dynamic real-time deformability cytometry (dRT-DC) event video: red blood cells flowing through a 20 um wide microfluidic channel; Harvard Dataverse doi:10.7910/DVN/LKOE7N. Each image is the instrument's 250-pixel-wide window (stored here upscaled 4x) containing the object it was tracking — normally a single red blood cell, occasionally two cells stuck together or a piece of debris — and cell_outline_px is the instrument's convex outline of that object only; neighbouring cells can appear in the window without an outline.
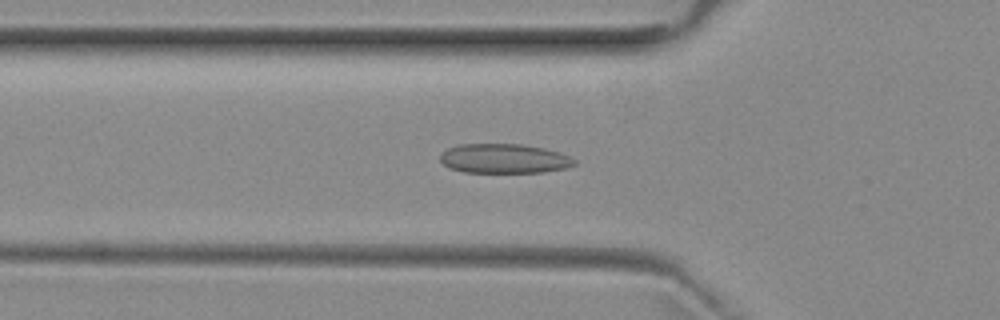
{"species": "common noctule bat (a hibernating species)", "species_latin": "Nyctalus noctula", "temperature_condition": "room temperature", "stored_images_in_passage": 35, "camera_frame_rate_fps": 3000, "um_per_image_px": 0.085, "animal": {"sex": "female", "body_mass_g": 29.2, "forearm_length_mm": 56.3}, "frame": {"image": 1, "passage_image": 10, "time_ms": 3.0, "image_size_px": [1000, 320], "cell_outline_px": [[576, 164], [564, 168], [544, 172], [464, 172], [448, 168], [440, 160], [440, 156], [448, 148], [460, 144], [520, 144], [544, 148], [560, 152], [576, 160]], "centroid_in_image_um": [42.85, 13.48], "position_along_channel_um": 83.0, "area_um2": 22.95}}
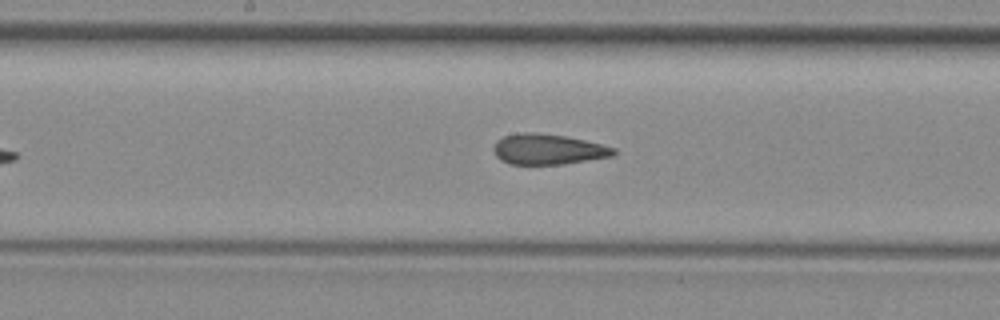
{"frame": {"image": 2, "passage_image": 19, "time_ms": 6.0, "image_size_px": [1000, 320], "cell_outline_px": [[616, 156], [564, 164], [508, 164], [500, 160], [496, 156], [492, 148], [496, 140], [504, 136], [516, 132], [536, 132], [564, 136], [584, 140], [616, 148]], "centroid_in_image_um": [46.56, 12.69], "position_along_channel_um": 201.6, "area_um2": 21.62}}
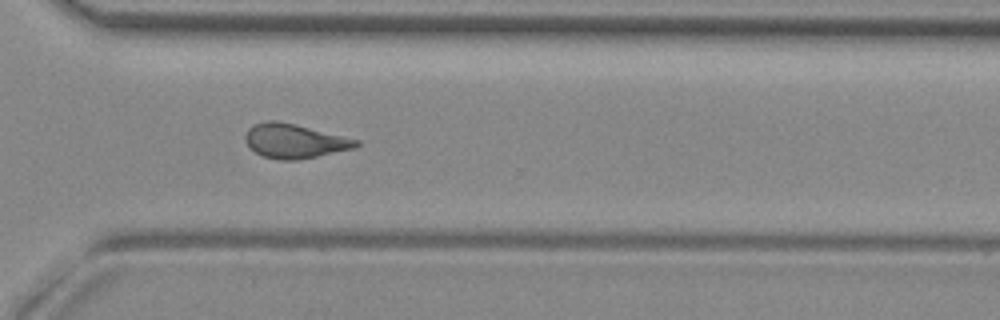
{"frame": {"image": 3, "passage_image": 30, "time_ms": 9.667, "image_size_px": [1000, 320], "cell_outline_px": [[360, 144], [356, 148], [296, 160], [280, 160], [264, 156], [256, 152], [244, 140], [244, 136], [248, 128], [252, 124], [268, 120], [276, 120], [360, 140]], "centroid_in_image_um": [25.02, 11.98], "position_along_channel_um": 345.6, "area_um2": 21.91}, "authors_computed_cell_mechanics": {"area_um2": 21.9062, "velocity_mm_per_s": 3.933, "shape_relaxation_time_tau1_ms": null, "shape_relaxation_time_tau2_ms": 2.3702, "deformation_change_tau1": null, "deformation_change_tau2": 0.1196}}